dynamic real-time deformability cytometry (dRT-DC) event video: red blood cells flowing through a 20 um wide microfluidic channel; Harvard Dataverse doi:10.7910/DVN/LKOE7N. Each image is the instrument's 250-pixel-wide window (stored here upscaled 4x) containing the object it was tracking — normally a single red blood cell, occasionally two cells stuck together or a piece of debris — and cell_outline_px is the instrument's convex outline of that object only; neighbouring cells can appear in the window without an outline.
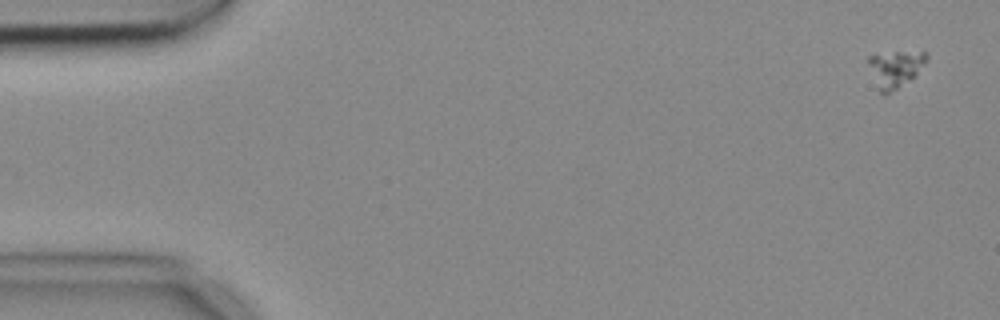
{"species": "common noctule bat (a hibernating species)", "species_latin": "Nyctalus noctula", "temperature_condition": "cold", "stored_images_in_passage": 4, "camera_frame_rate_fps": 3000, "um_per_image_px": 0.085, "animal": {"sex": "female", "body_mass_g": 18.4}, "frame": {"image": 1, "passage_image": 1, "time_ms": 0.0, "image_size_px": [1000, 320], "cell_outline_px": [[928, 60], [912, 76], [896, 88], [888, 92], [880, 92], [868, 60], [868, 56], [896, 52], [928, 52]], "centroid_in_image_um": [76.13, 5.79], "position_along_channel_um": 8.9, "area_um2": 11.5}}
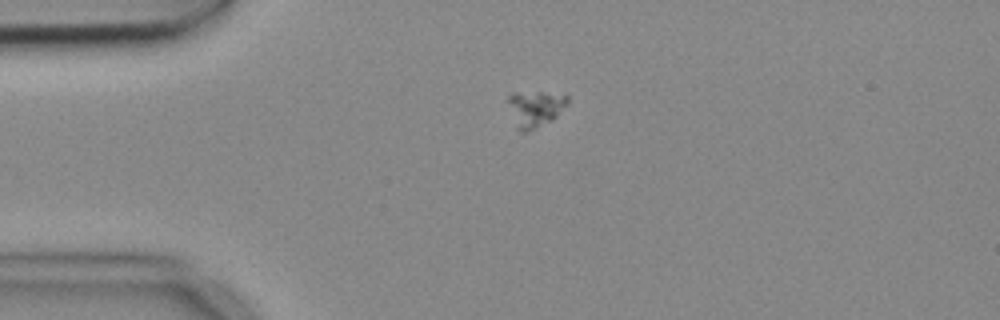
{"frame": {"image": 2, "passage_image": 4, "time_ms": 1.0, "image_size_px": [1000, 320], "cell_outline_px": [[568, 100], [556, 116], [552, 120], [524, 132], [520, 132], [508, 100], [508, 96], [512, 92], [540, 92], [568, 96]], "centroid_in_image_um": [45.48, 9.2], "position_along_channel_um": 39.5, "area_um2": 11.79}}